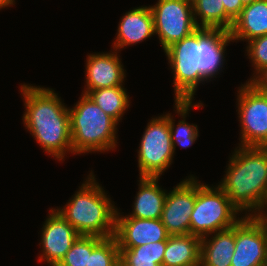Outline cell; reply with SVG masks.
<instances>
[{
	"label": "cell",
	"mask_w": 267,
	"mask_h": 266,
	"mask_svg": "<svg viewBox=\"0 0 267 266\" xmlns=\"http://www.w3.org/2000/svg\"><path fill=\"white\" fill-rule=\"evenodd\" d=\"M256 0H241L242 4L245 6V5H248V4H251L252 2H254Z\"/></svg>",
	"instance_id": "31"
},
{
	"label": "cell",
	"mask_w": 267,
	"mask_h": 266,
	"mask_svg": "<svg viewBox=\"0 0 267 266\" xmlns=\"http://www.w3.org/2000/svg\"><path fill=\"white\" fill-rule=\"evenodd\" d=\"M50 212L42 227L40 242L42 254L39 260L47 262L48 266H56L80 234L57 212L56 208H51Z\"/></svg>",
	"instance_id": "12"
},
{
	"label": "cell",
	"mask_w": 267,
	"mask_h": 266,
	"mask_svg": "<svg viewBox=\"0 0 267 266\" xmlns=\"http://www.w3.org/2000/svg\"><path fill=\"white\" fill-rule=\"evenodd\" d=\"M25 112L23 124L47 154L58 161L66 151L73 153L70 115L67 107L51 88L21 84Z\"/></svg>",
	"instance_id": "2"
},
{
	"label": "cell",
	"mask_w": 267,
	"mask_h": 266,
	"mask_svg": "<svg viewBox=\"0 0 267 266\" xmlns=\"http://www.w3.org/2000/svg\"><path fill=\"white\" fill-rule=\"evenodd\" d=\"M192 5L198 28L221 29L226 32L231 30L233 21L226 15L222 0H192Z\"/></svg>",
	"instance_id": "20"
},
{
	"label": "cell",
	"mask_w": 267,
	"mask_h": 266,
	"mask_svg": "<svg viewBox=\"0 0 267 266\" xmlns=\"http://www.w3.org/2000/svg\"><path fill=\"white\" fill-rule=\"evenodd\" d=\"M267 250V219L243 216L235 225L231 266H263Z\"/></svg>",
	"instance_id": "10"
},
{
	"label": "cell",
	"mask_w": 267,
	"mask_h": 266,
	"mask_svg": "<svg viewBox=\"0 0 267 266\" xmlns=\"http://www.w3.org/2000/svg\"><path fill=\"white\" fill-rule=\"evenodd\" d=\"M104 238L80 235L56 266H88L89 255Z\"/></svg>",
	"instance_id": "24"
},
{
	"label": "cell",
	"mask_w": 267,
	"mask_h": 266,
	"mask_svg": "<svg viewBox=\"0 0 267 266\" xmlns=\"http://www.w3.org/2000/svg\"><path fill=\"white\" fill-rule=\"evenodd\" d=\"M196 179L190 175L167 192L160 220L169 235L190 234V217L196 202Z\"/></svg>",
	"instance_id": "11"
},
{
	"label": "cell",
	"mask_w": 267,
	"mask_h": 266,
	"mask_svg": "<svg viewBox=\"0 0 267 266\" xmlns=\"http://www.w3.org/2000/svg\"><path fill=\"white\" fill-rule=\"evenodd\" d=\"M264 210H266V211H264ZM266 212H267V198H266V201H265V203H264V205L262 207L261 212L257 216L260 217V218L267 219V213Z\"/></svg>",
	"instance_id": "30"
},
{
	"label": "cell",
	"mask_w": 267,
	"mask_h": 266,
	"mask_svg": "<svg viewBox=\"0 0 267 266\" xmlns=\"http://www.w3.org/2000/svg\"><path fill=\"white\" fill-rule=\"evenodd\" d=\"M86 95L118 124L130 106V98L123 86L88 91Z\"/></svg>",
	"instance_id": "23"
},
{
	"label": "cell",
	"mask_w": 267,
	"mask_h": 266,
	"mask_svg": "<svg viewBox=\"0 0 267 266\" xmlns=\"http://www.w3.org/2000/svg\"><path fill=\"white\" fill-rule=\"evenodd\" d=\"M155 34L154 20L149 6L133 8L122 16L118 24L114 49L140 43Z\"/></svg>",
	"instance_id": "15"
},
{
	"label": "cell",
	"mask_w": 267,
	"mask_h": 266,
	"mask_svg": "<svg viewBox=\"0 0 267 266\" xmlns=\"http://www.w3.org/2000/svg\"><path fill=\"white\" fill-rule=\"evenodd\" d=\"M201 238L192 235H169L162 266H200Z\"/></svg>",
	"instance_id": "19"
},
{
	"label": "cell",
	"mask_w": 267,
	"mask_h": 266,
	"mask_svg": "<svg viewBox=\"0 0 267 266\" xmlns=\"http://www.w3.org/2000/svg\"><path fill=\"white\" fill-rule=\"evenodd\" d=\"M115 51V52H114ZM107 53L89 54L86 59L85 90L82 94L96 89L123 86L126 73L117 50Z\"/></svg>",
	"instance_id": "14"
},
{
	"label": "cell",
	"mask_w": 267,
	"mask_h": 266,
	"mask_svg": "<svg viewBox=\"0 0 267 266\" xmlns=\"http://www.w3.org/2000/svg\"><path fill=\"white\" fill-rule=\"evenodd\" d=\"M95 179L91 170L72 199L56 210L80 235L110 238L115 235L117 208Z\"/></svg>",
	"instance_id": "4"
},
{
	"label": "cell",
	"mask_w": 267,
	"mask_h": 266,
	"mask_svg": "<svg viewBox=\"0 0 267 266\" xmlns=\"http://www.w3.org/2000/svg\"><path fill=\"white\" fill-rule=\"evenodd\" d=\"M137 153L140 177L160 178L170 167L174 149L168 113L152 118L148 122Z\"/></svg>",
	"instance_id": "7"
},
{
	"label": "cell",
	"mask_w": 267,
	"mask_h": 266,
	"mask_svg": "<svg viewBox=\"0 0 267 266\" xmlns=\"http://www.w3.org/2000/svg\"><path fill=\"white\" fill-rule=\"evenodd\" d=\"M176 113L183 118L179 120L177 126L175 120L171 116L172 113H168V124L170 127V134L172 145L175 153V148L177 144L181 148L190 147L198 138V127L195 124H189L186 122L185 118L187 117L190 107L201 108L203 103H194L192 101H175ZM176 126V127H175ZM177 143V144H176Z\"/></svg>",
	"instance_id": "21"
},
{
	"label": "cell",
	"mask_w": 267,
	"mask_h": 266,
	"mask_svg": "<svg viewBox=\"0 0 267 266\" xmlns=\"http://www.w3.org/2000/svg\"><path fill=\"white\" fill-rule=\"evenodd\" d=\"M88 266H120V250L116 238H104L89 255Z\"/></svg>",
	"instance_id": "25"
},
{
	"label": "cell",
	"mask_w": 267,
	"mask_h": 266,
	"mask_svg": "<svg viewBox=\"0 0 267 266\" xmlns=\"http://www.w3.org/2000/svg\"><path fill=\"white\" fill-rule=\"evenodd\" d=\"M233 41H251L267 34V0H256L245 5L229 31Z\"/></svg>",
	"instance_id": "16"
},
{
	"label": "cell",
	"mask_w": 267,
	"mask_h": 266,
	"mask_svg": "<svg viewBox=\"0 0 267 266\" xmlns=\"http://www.w3.org/2000/svg\"><path fill=\"white\" fill-rule=\"evenodd\" d=\"M232 153L218 186L246 216H257L267 198V148L239 146Z\"/></svg>",
	"instance_id": "3"
},
{
	"label": "cell",
	"mask_w": 267,
	"mask_h": 266,
	"mask_svg": "<svg viewBox=\"0 0 267 266\" xmlns=\"http://www.w3.org/2000/svg\"><path fill=\"white\" fill-rule=\"evenodd\" d=\"M229 32L198 28L164 50L173 72L175 101H192L201 82L222 71Z\"/></svg>",
	"instance_id": "1"
},
{
	"label": "cell",
	"mask_w": 267,
	"mask_h": 266,
	"mask_svg": "<svg viewBox=\"0 0 267 266\" xmlns=\"http://www.w3.org/2000/svg\"><path fill=\"white\" fill-rule=\"evenodd\" d=\"M160 178L139 177V191L135 196L133 211L128 217L160 219L167 192L158 185Z\"/></svg>",
	"instance_id": "17"
},
{
	"label": "cell",
	"mask_w": 267,
	"mask_h": 266,
	"mask_svg": "<svg viewBox=\"0 0 267 266\" xmlns=\"http://www.w3.org/2000/svg\"><path fill=\"white\" fill-rule=\"evenodd\" d=\"M257 90L267 93V67L260 70L256 75L248 80Z\"/></svg>",
	"instance_id": "28"
},
{
	"label": "cell",
	"mask_w": 267,
	"mask_h": 266,
	"mask_svg": "<svg viewBox=\"0 0 267 266\" xmlns=\"http://www.w3.org/2000/svg\"><path fill=\"white\" fill-rule=\"evenodd\" d=\"M246 53L255 69V75L267 67V34L248 41Z\"/></svg>",
	"instance_id": "26"
},
{
	"label": "cell",
	"mask_w": 267,
	"mask_h": 266,
	"mask_svg": "<svg viewBox=\"0 0 267 266\" xmlns=\"http://www.w3.org/2000/svg\"><path fill=\"white\" fill-rule=\"evenodd\" d=\"M118 247H139L167 240L169 234L160 219H138L116 212L115 235Z\"/></svg>",
	"instance_id": "13"
},
{
	"label": "cell",
	"mask_w": 267,
	"mask_h": 266,
	"mask_svg": "<svg viewBox=\"0 0 267 266\" xmlns=\"http://www.w3.org/2000/svg\"><path fill=\"white\" fill-rule=\"evenodd\" d=\"M15 0H0V10L5 7H9L10 5H14Z\"/></svg>",
	"instance_id": "29"
},
{
	"label": "cell",
	"mask_w": 267,
	"mask_h": 266,
	"mask_svg": "<svg viewBox=\"0 0 267 266\" xmlns=\"http://www.w3.org/2000/svg\"><path fill=\"white\" fill-rule=\"evenodd\" d=\"M238 93V117L241 126L239 146L267 148V93L246 81Z\"/></svg>",
	"instance_id": "8"
},
{
	"label": "cell",
	"mask_w": 267,
	"mask_h": 266,
	"mask_svg": "<svg viewBox=\"0 0 267 266\" xmlns=\"http://www.w3.org/2000/svg\"><path fill=\"white\" fill-rule=\"evenodd\" d=\"M149 7L155 34L163 50L198 29L193 17L192 0H158Z\"/></svg>",
	"instance_id": "9"
},
{
	"label": "cell",
	"mask_w": 267,
	"mask_h": 266,
	"mask_svg": "<svg viewBox=\"0 0 267 266\" xmlns=\"http://www.w3.org/2000/svg\"><path fill=\"white\" fill-rule=\"evenodd\" d=\"M69 108L73 154L105 152L117 146L118 123L86 94Z\"/></svg>",
	"instance_id": "5"
},
{
	"label": "cell",
	"mask_w": 267,
	"mask_h": 266,
	"mask_svg": "<svg viewBox=\"0 0 267 266\" xmlns=\"http://www.w3.org/2000/svg\"><path fill=\"white\" fill-rule=\"evenodd\" d=\"M226 15L234 22L244 8L241 0H222Z\"/></svg>",
	"instance_id": "27"
},
{
	"label": "cell",
	"mask_w": 267,
	"mask_h": 266,
	"mask_svg": "<svg viewBox=\"0 0 267 266\" xmlns=\"http://www.w3.org/2000/svg\"><path fill=\"white\" fill-rule=\"evenodd\" d=\"M201 238L200 266H231L235 250V226Z\"/></svg>",
	"instance_id": "18"
},
{
	"label": "cell",
	"mask_w": 267,
	"mask_h": 266,
	"mask_svg": "<svg viewBox=\"0 0 267 266\" xmlns=\"http://www.w3.org/2000/svg\"><path fill=\"white\" fill-rule=\"evenodd\" d=\"M263 266H267V250H266V256H265V261H264V265Z\"/></svg>",
	"instance_id": "32"
},
{
	"label": "cell",
	"mask_w": 267,
	"mask_h": 266,
	"mask_svg": "<svg viewBox=\"0 0 267 266\" xmlns=\"http://www.w3.org/2000/svg\"><path fill=\"white\" fill-rule=\"evenodd\" d=\"M242 213L217 185L214 188L196 180V202L190 217V234L200 238L235 226Z\"/></svg>",
	"instance_id": "6"
},
{
	"label": "cell",
	"mask_w": 267,
	"mask_h": 266,
	"mask_svg": "<svg viewBox=\"0 0 267 266\" xmlns=\"http://www.w3.org/2000/svg\"><path fill=\"white\" fill-rule=\"evenodd\" d=\"M167 240L139 247H119L120 266H162Z\"/></svg>",
	"instance_id": "22"
}]
</instances>
